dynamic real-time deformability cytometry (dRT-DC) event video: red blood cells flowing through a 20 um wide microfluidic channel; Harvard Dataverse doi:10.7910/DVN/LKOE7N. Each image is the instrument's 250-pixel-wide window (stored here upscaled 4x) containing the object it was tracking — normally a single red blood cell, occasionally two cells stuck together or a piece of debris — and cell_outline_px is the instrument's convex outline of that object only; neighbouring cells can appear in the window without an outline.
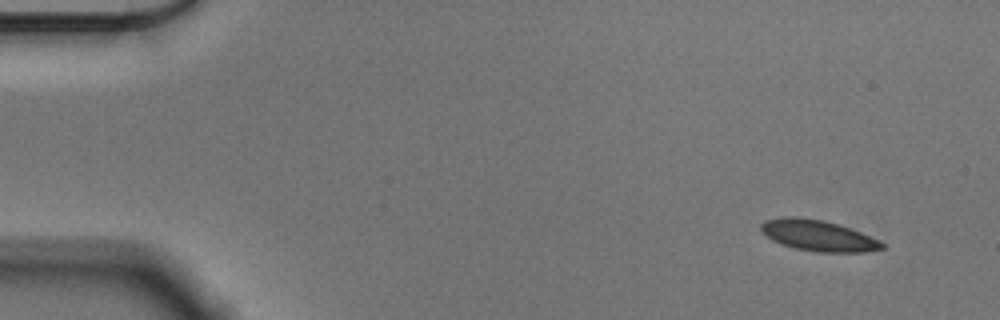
{"species": "Egyptian fruit bat (a non-hibernating species)", "species_latin": "Rousettus aegyptiacus", "temperature_condition": "cold", "stored_images_in_passage": 53, "camera_frame_rate_fps": 3000, "um_per_image_px": 0.085, "animal": {"sex": "male"}, "frame": {"image": 1, "passage_image": 1, "time_ms": 0.0, "image_size_px": [1000, 320], "cell_outline_px": [[884, 248], [864, 252], [816, 252], [796, 248], [780, 244], [772, 240], [760, 228], [760, 224], [764, 220], [784, 216], [796, 216], [824, 220], [860, 232], [884, 244]], "centroid_in_image_um": [69.48, 20.01], "position_along_channel_um": 15.5, "area_um2": 21.56}}
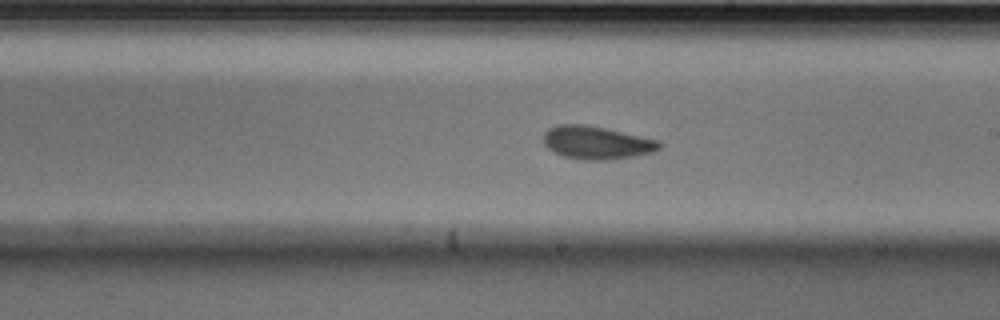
{"frame": {"image": 2, "passage_image": 29, "time_ms": 9.333, "image_size_px": [1000, 320], "cell_outline_px": [[664, 144], [660, 148], [652, 152], [632, 156], [608, 160], [584, 160], [564, 156], [548, 148], [544, 144], [544, 132], [548, 128], [556, 124], [580, 124], [604, 128], [660, 140]], "centroid_in_image_um": [50.72, 12.12], "position_along_channel_um": 238.3, "area_um2": 22.2}}
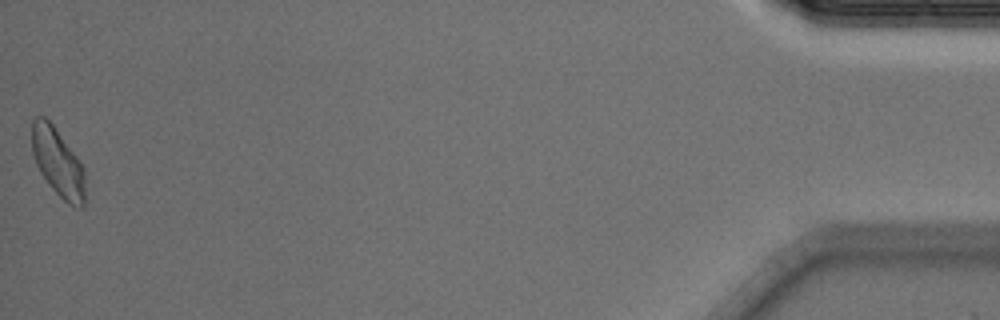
{"frame": {"image": 3, "passage_image": 53, "time_ms": 17.333, "image_size_px": [1000, 320], "cell_outline_px": [[84, 204], [80, 208], [76, 208], [68, 204], [52, 188], [40, 172], [36, 164], [32, 152], [32, 120], [36, 116], [44, 116], [52, 124], [84, 168]], "centroid_in_image_um": [4.9, 13.81], "position_along_channel_um": 430.3, "area_um2": 20.75}, "authors_computed_cell_mechanics": {"area_um2": 21.5016, "velocity_mm_per_s": 3.5535, "shape_relaxation_time_tau1_ms": 5.4975, "shape_relaxation_time_tau2_ms": 1.6246, "deformation_change_tau1": 0.1109, "deformation_change_tau2": 0.0404}}